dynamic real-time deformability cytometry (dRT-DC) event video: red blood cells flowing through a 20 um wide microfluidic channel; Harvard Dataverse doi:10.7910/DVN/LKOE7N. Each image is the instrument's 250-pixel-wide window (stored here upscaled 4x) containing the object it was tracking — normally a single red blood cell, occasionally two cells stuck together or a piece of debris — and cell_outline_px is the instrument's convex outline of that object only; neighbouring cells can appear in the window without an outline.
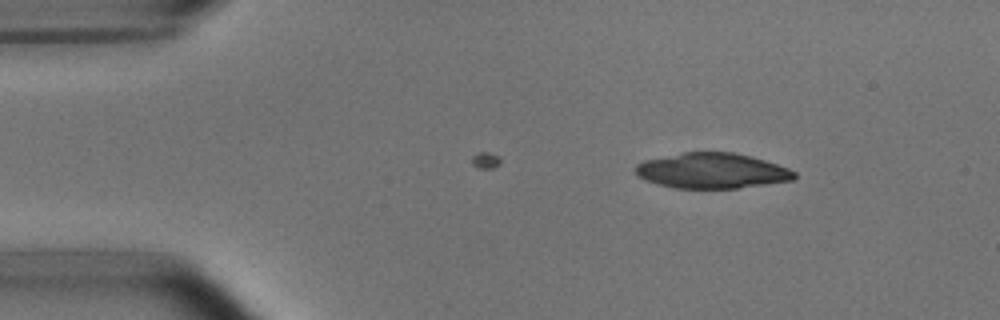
{"species": "common noctule bat (a hibernating species)", "species_latin": "Nyctalus noctula", "temperature_condition": "room temperature", "stored_images_in_passage": 13, "camera_frame_rate_fps": 3000, "um_per_image_px": 0.085, "animal": {"sex": "male", "body_mass_g": 15.6}, "frame": {"image": 1, "passage_image": 13, "time_ms": 4.0, "image_size_px": [1000, 320], "cell_outline_px": [[796, 176], [792, 180], [736, 188], [676, 188], [656, 184], [644, 180], [636, 172], [636, 164], [644, 160], [684, 152], [732, 152], [752, 156], [788, 168], [796, 172]], "centroid_in_image_um": [60.5, 14.51], "position_along_channel_um": 24.5, "area_um2": 32.54}}